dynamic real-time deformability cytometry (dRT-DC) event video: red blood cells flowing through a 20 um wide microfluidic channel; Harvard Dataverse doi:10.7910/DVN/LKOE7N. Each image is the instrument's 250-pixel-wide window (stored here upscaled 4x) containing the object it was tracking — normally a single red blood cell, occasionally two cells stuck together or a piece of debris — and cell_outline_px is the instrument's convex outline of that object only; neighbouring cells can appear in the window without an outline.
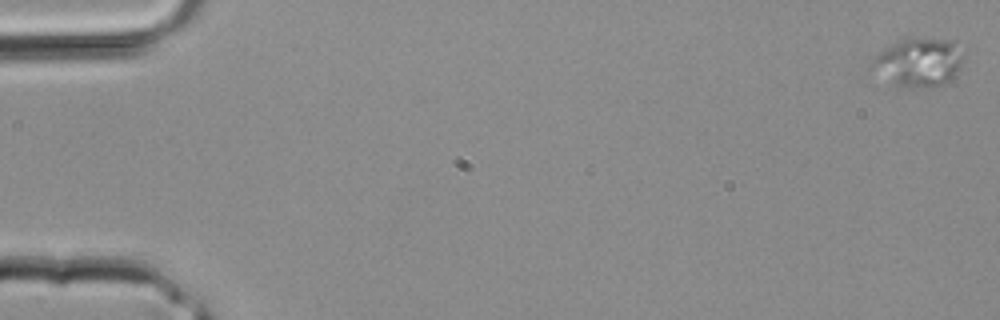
{"species": "common noctule bat (a hibernating species)", "species_latin": "Nyctalus noctula", "temperature_condition": "room temperature", "stored_images_in_passage": 4, "camera_frame_rate_fps": 3000, "um_per_image_px": 0.085, "animal": {"sex": "male", "body_mass_g": 20.4}, "frame": {"image": 1, "passage_image": 1, "time_ms": 0.0, "image_size_px": [1000, 320], "cell_outline_px": [[964, 52], [960, 68], [944, 84], [932, 88], [892, 88], [868, 68], [872, 56], [904, 40], [948, 40]], "centroid_in_image_um": [77.98, 5.41], "position_along_channel_um": 7.0, "area_um2": 26.01}}